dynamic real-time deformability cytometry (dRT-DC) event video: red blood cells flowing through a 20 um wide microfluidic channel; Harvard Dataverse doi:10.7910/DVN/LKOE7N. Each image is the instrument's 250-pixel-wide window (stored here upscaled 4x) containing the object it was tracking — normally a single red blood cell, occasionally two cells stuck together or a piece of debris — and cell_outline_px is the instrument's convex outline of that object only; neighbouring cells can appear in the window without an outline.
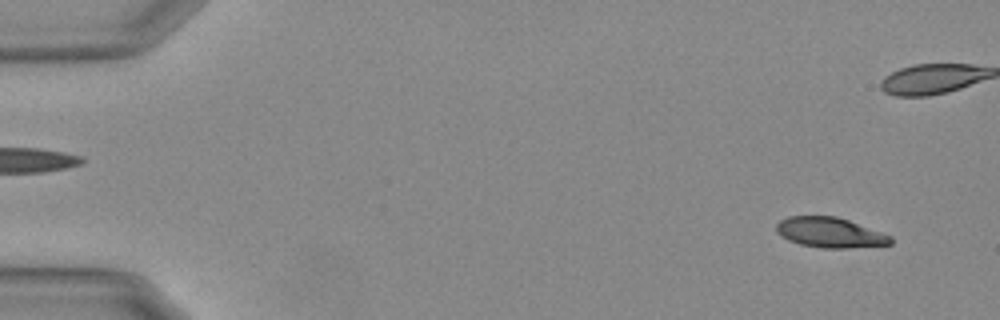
{"species": "Egyptian fruit bat (a non-hibernating species)", "species_latin": "Rousettus aegyptiacus", "temperature_condition": "warm", "stored_images_in_passage": 15, "camera_frame_rate_fps": 3000, "um_per_image_px": 0.085, "animal": {"sex": "female"}, "frame": {"image": 1, "passage_image": 1, "time_ms": 0.0, "image_size_px": [1000, 320], "cell_outline_px": [[892, 244], [848, 248], [820, 248], [800, 244], [788, 240], [780, 236], [776, 232], [776, 224], [780, 220], [788, 216], [836, 216], [848, 220], [892, 236]], "centroid_in_image_um": [70.51, 19.77], "position_along_channel_um": 14.5, "area_um2": 20.11}}
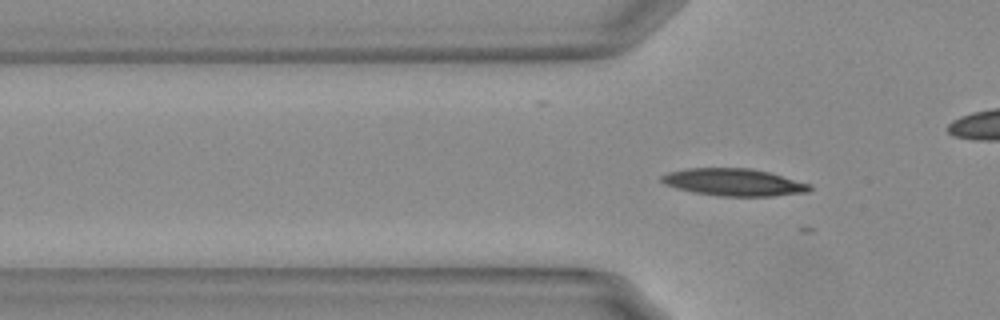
{"frame": {"image": 2, "passage_image": 15, "time_ms": 4.667, "image_size_px": [1000, 320], "cell_outline_px": [[812, 188], [808, 192], [772, 196], [720, 196], [692, 192], [676, 188], [664, 184], [660, 180], [660, 176], [668, 172], [688, 168], [752, 168], [768, 172], [812, 184]], "centroid_in_image_um": [62.36, 15.49], "position_along_channel_um": 63.4, "area_um2": 23.64}}